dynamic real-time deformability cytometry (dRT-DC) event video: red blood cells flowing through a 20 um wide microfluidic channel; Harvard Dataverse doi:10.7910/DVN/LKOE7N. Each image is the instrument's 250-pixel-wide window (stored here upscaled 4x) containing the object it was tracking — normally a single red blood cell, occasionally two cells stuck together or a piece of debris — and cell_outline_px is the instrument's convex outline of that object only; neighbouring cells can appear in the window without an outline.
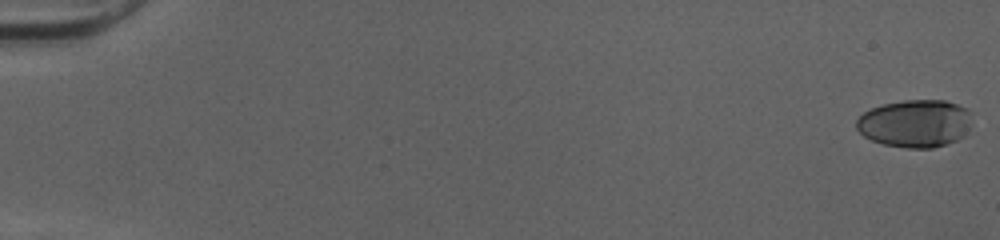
{"species": "human", "species_latin": "Homo sapiens", "temperature_condition": "cold", "stored_images_in_passage": 52, "camera_frame_rate_fps": 3000, "um_per_image_px": 0.085, "donor": {"sex": "female"}, "frame": {"image": 1, "passage_image": 1, "time_ms": 0.0, "image_size_px": [1000, 240], "cell_outline_px": [[972, 124], [964, 136], [948, 144], [932, 148], [908, 148], [884, 144], [872, 140], [864, 136], [856, 128], [856, 120], [864, 112], [872, 108], [884, 104], [904, 100], [944, 100], [968, 108], [972, 112]], "centroid_in_image_um": [77.83, 10.49], "position_along_channel_um": 7.2, "area_um2": 32.37}}
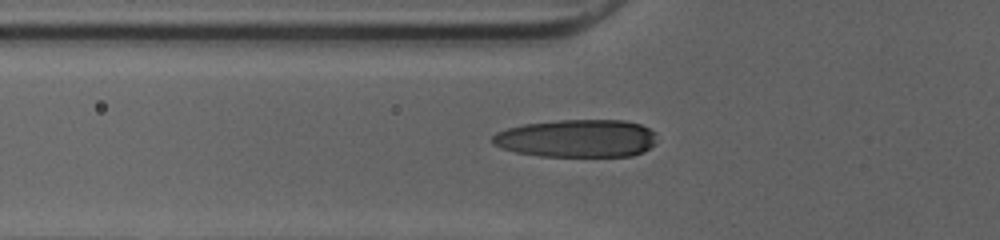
{"frame": {"image": 2, "passage_image": 20, "time_ms": 6.333, "image_size_px": [1000, 240], "cell_outline_px": [[656, 144], [644, 152], [632, 156], [540, 156], [516, 152], [500, 148], [492, 144], [492, 136], [496, 132], [508, 128], [524, 124], [560, 120], [624, 120], [640, 124], [656, 132]], "centroid_in_image_um": [49.06, 11.77], "position_along_channel_um": 76.7, "area_um2": 36.53}}
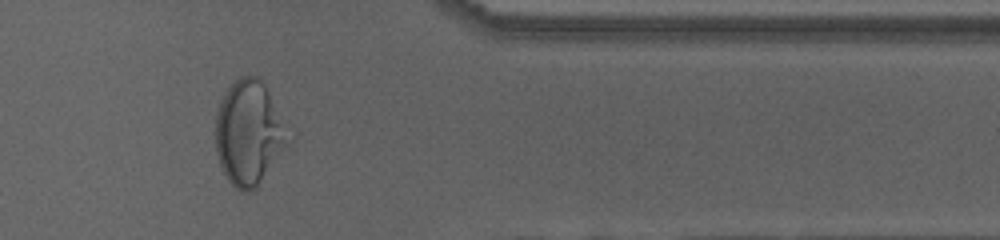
{"frame": {"image": 3, "passage_image": 44, "time_ms": 14.333, "image_size_px": [1000, 240], "cell_outline_px": [[296, 136], [292, 144], [256, 188], [248, 192], [244, 192], [236, 188], [228, 180], [220, 164], [216, 152], [216, 112], [220, 100], [224, 92], [240, 76], [256, 76], [264, 84]], "centroid_in_image_um": [21.26, 11.31], "position_along_channel_um": 390.1, "area_um2": 45.49}, "authors_computed_cell_mechanics": {"area_um2": 34.68, "velocity_mm_per_s": 4.0599, "shape_relaxation_time_tau1_ms": 5.3807, "shape_relaxation_time_tau2_ms": 0.8727, "deformation_change_tau1": 0.197, "deformation_change_tau2": 0.0523}}